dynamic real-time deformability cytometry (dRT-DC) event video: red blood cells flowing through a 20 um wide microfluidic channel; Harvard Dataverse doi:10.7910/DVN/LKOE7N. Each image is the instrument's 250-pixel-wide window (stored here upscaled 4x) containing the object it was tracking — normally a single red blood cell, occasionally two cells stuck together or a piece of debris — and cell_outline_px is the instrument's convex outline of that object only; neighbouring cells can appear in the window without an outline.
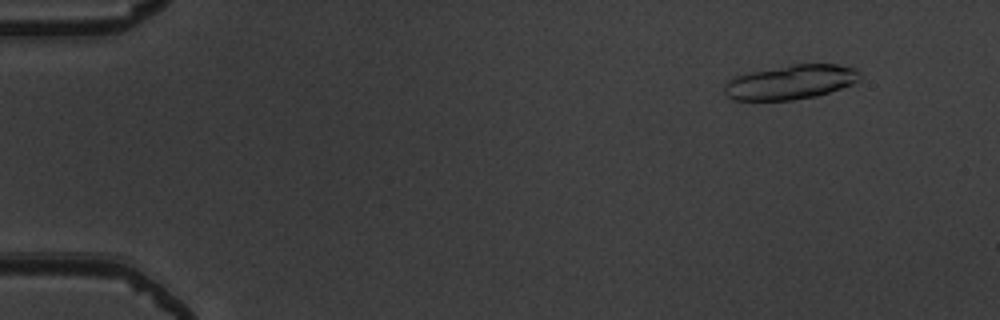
{"species": "common noctule bat (a hibernating species)", "species_latin": "Nyctalus noctula", "temperature_condition": "warm", "stored_images_in_passage": 20, "segment_of_instrument_passage": [1, 2], "camera_frame_rate_fps": 3000, "um_per_image_px": 0.085, "animal": {"sex": "male", "body_mass_g": 19.5, "forearm_length_mm": 54.6}, "frame": {"image": 1, "passage_image": 6, "time_ms": 1.667, "image_size_px": [1000, 320], "cell_outline_px": [[860, 72], [856, 80], [852, 84], [816, 96], [792, 100], [736, 100], [728, 96], [724, 92], [724, 84], [728, 80], [736, 76], [752, 72], [792, 64], [836, 64], [860, 68]], "centroid_in_image_um": [67.21, 6.97], "position_along_channel_um": 17.8, "area_um2": 26.93}}